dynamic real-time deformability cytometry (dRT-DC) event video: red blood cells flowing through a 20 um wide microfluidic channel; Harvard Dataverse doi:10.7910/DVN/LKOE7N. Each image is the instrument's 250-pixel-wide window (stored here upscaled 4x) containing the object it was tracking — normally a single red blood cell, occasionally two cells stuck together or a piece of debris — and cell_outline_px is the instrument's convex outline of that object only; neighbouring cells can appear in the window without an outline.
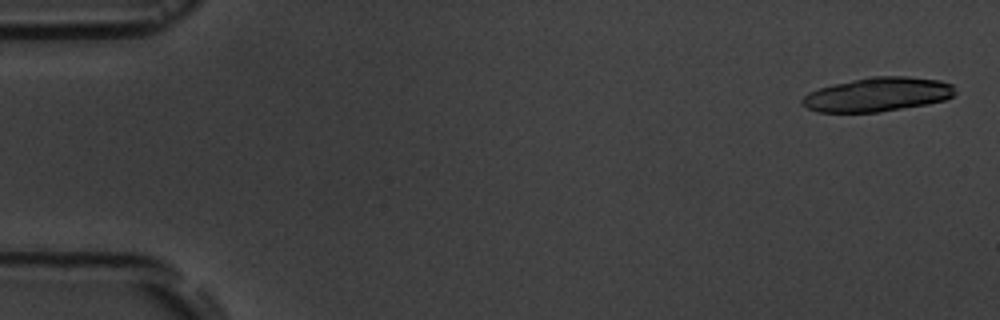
{"species": "common noctule bat (a hibernating species)", "species_latin": "Nyctalus noctula", "temperature_condition": "room temperature", "stored_images_in_passage": 6, "camera_frame_rate_fps": 3000, "um_per_image_px": 0.085, "animal": {"sex": "male", "body_mass_g": 19.5, "forearm_length_mm": 54.6}, "frame": {"image": 1, "passage_image": 1, "time_ms": 0.0, "image_size_px": [1000, 320], "cell_outline_px": [[956, 92], [952, 96], [944, 100], [928, 104], [880, 112], [816, 112], [800, 104], [800, 100], [808, 92], [832, 84], [872, 76], [908, 76], [940, 80], [952, 84]], "centroid_in_image_um": [74.58, 8.03], "position_along_channel_um": 10.4, "area_um2": 30.52}}
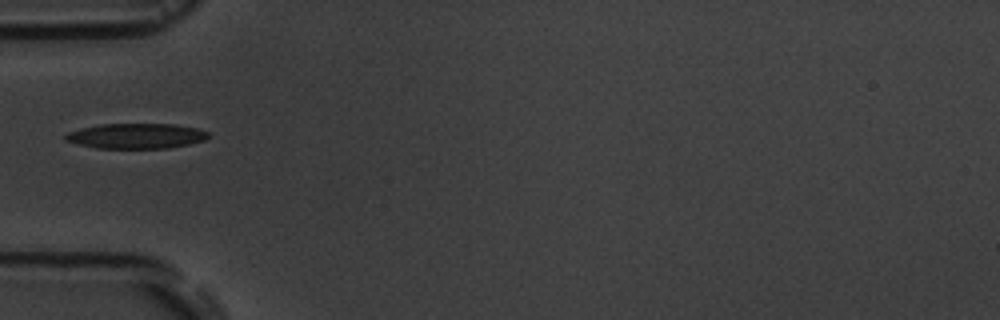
{"frame": {"image": 2, "passage_image": 6, "time_ms": 5.667, "image_size_px": [1000, 320], "cell_outline_px": [[208, 136], [204, 140], [188, 144], [168, 148], [96, 148], [64, 140], [64, 136], [68, 132], [80, 128], [100, 124], [172, 124], [196, 128], [208, 132]], "centroid_in_image_um": [11.54, 11.55], "position_along_channel_um": 73.5, "area_um2": 20.81}}